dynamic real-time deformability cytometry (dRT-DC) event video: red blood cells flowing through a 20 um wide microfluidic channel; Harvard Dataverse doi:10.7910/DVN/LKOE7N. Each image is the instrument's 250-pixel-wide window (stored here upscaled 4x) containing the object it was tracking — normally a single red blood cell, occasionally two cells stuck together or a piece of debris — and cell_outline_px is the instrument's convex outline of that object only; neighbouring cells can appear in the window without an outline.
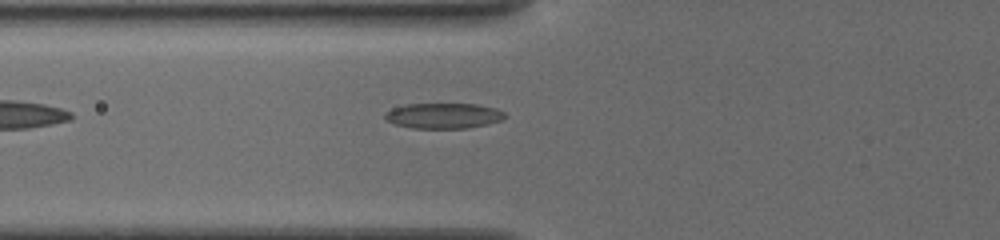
{"species": "common noctule bat (a hibernating species)", "species_latin": "Nyctalus noctula", "temperature_condition": "cold", "stored_images_in_passage": 17, "camera_frame_rate_fps": 3000, "um_per_image_px": 0.085, "animal": {"sex": "female", "body_mass_g": 19.5, "forearm_length_mm": 54.1}, "frame": {"image": 1, "passage_image": 17, "time_ms": 7.667, "image_size_px": [1000, 240], "cell_outline_px": [[508, 116], [504, 120], [488, 124], [468, 128], [412, 128], [392, 124], [384, 120], [384, 112], [392, 108], [404, 104], [476, 104], [496, 108], [504, 112]], "centroid_in_image_um": [37.68, 9.84], "position_along_channel_um": 88.1, "area_um2": 18.15}}